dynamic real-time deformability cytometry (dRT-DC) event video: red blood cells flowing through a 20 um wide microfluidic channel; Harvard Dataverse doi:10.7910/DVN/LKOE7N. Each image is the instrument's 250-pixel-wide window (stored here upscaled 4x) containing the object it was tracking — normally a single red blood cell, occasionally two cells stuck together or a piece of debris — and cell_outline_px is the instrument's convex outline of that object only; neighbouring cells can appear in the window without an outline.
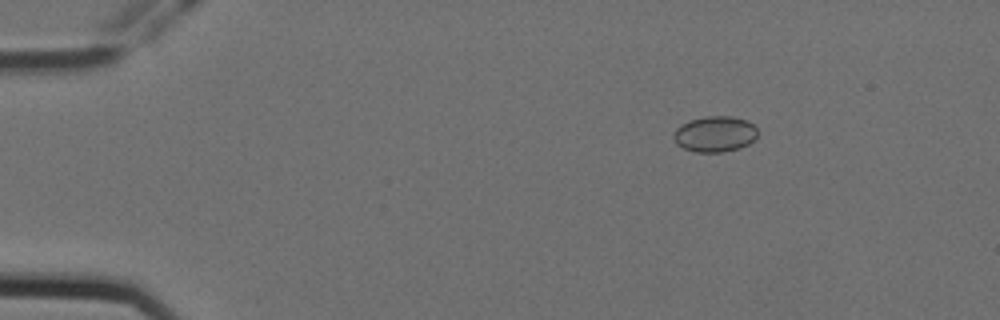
{"species": "Egyptian fruit bat (a non-hibernating species)", "species_latin": "Rousettus aegyptiacus", "temperature_condition": "cold", "stored_images_in_passage": 8, "camera_frame_rate_fps": 3000, "um_per_image_px": 0.085, "animal": {"sex": "female"}, "frame": {"image": 1, "passage_image": 3, "time_ms": 0.667, "image_size_px": [1000, 320], "cell_outline_px": [[756, 136], [748, 144], [740, 148], [724, 152], [696, 152], [684, 148], [676, 144], [672, 136], [676, 128], [680, 124], [692, 120], [708, 116], [732, 116], [748, 120], [756, 128]], "centroid_in_image_um": [60.75, 11.39], "position_along_channel_um": 24.3, "area_um2": 17.51}}
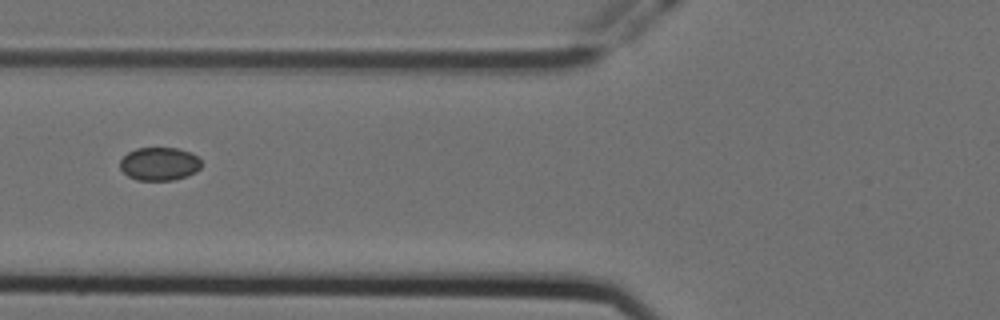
{"frame": {"image": 2, "passage_image": 7, "time_ms": 2.0, "image_size_px": [1000, 320], "cell_outline_px": [[200, 168], [196, 172], [188, 176], [172, 180], [136, 180], [128, 176], [120, 168], [120, 160], [128, 152], [136, 148], [176, 148], [192, 152], [200, 160]], "centroid_in_image_um": [13.55, 13.93], "position_along_channel_um": 112.3, "area_um2": 15.78}}
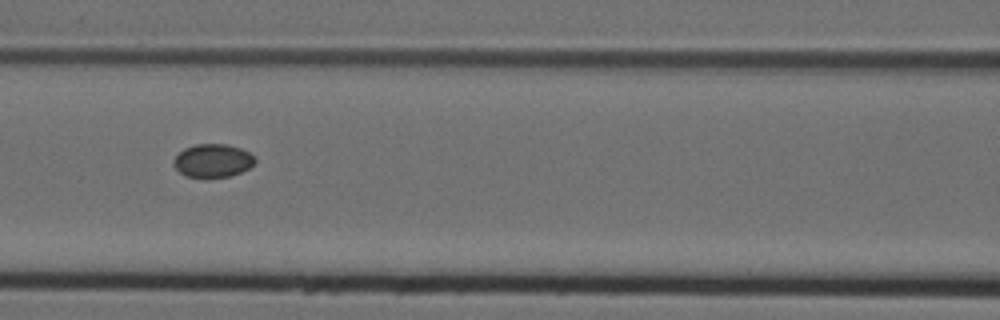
{"frame": {"image": 3, "passage_image": 8, "time_ms": 2.333, "image_size_px": [1000, 320], "cell_outline_px": [[256, 164], [232, 176], [184, 176], [172, 164], [172, 160], [184, 148], [196, 144], [228, 144], [240, 148], [256, 156]], "centroid_in_image_um": [18.11, 13.63], "position_along_channel_um": 148.5, "area_um2": 15.72}}